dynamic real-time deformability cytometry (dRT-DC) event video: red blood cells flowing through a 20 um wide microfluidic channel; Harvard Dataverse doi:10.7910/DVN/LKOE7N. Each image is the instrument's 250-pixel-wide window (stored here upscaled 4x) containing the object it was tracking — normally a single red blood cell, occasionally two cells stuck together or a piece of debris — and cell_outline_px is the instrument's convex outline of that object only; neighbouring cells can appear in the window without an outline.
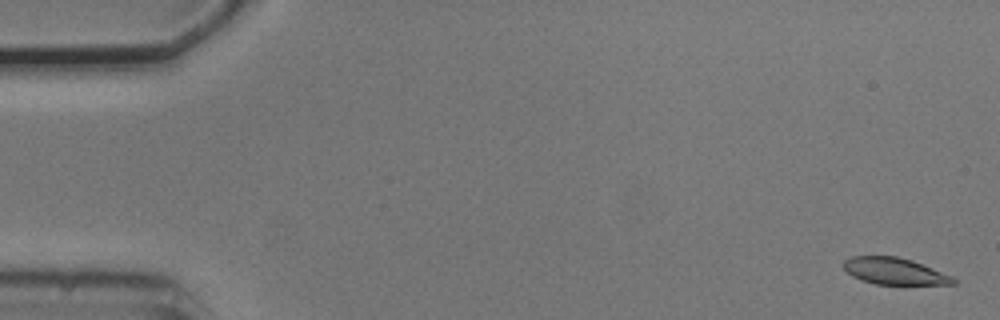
{"species": "common noctule bat (a hibernating species)", "species_latin": "Nyctalus noctula", "temperature_condition": "cold", "stored_images_in_passage": 53, "camera_frame_rate_fps": 3000, "um_per_image_px": 0.085, "animal": {"sex": "male", "body_mass_g": 20.5, "forearm_length_mm": 52.5}, "frame": {"image": 1, "passage_image": 1, "time_ms": 0.0, "image_size_px": [1000, 320], "cell_outline_px": [[956, 284], [876, 284], [860, 280], [852, 276], [840, 264], [844, 260], [852, 256], [896, 256], [912, 260], [952, 276], [956, 280]], "centroid_in_image_um": [75.99, 23.04], "position_along_channel_um": 9.0, "area_um2": 17.05}}
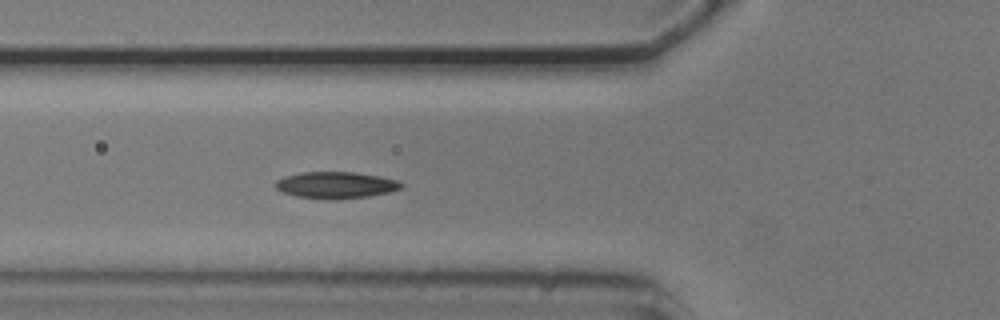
{"frame": {"image": 2, "passage_image": 19, "time_ms": 6.0, "image_size_px": [1000, 320], "cell_outline_px": [[404, 184], [400, 188], [388, 192], [368, 196], [336, 200], [296, 196], [284, 192], [276, 188], [276, 180], [284, 176], [304, 172], [356, 172], [380, 176], [396, 180]], "centroid_in_image_um": [28.55, 15.72], "position_along_channel_um": 97.3, "area_um2": 19.36}}
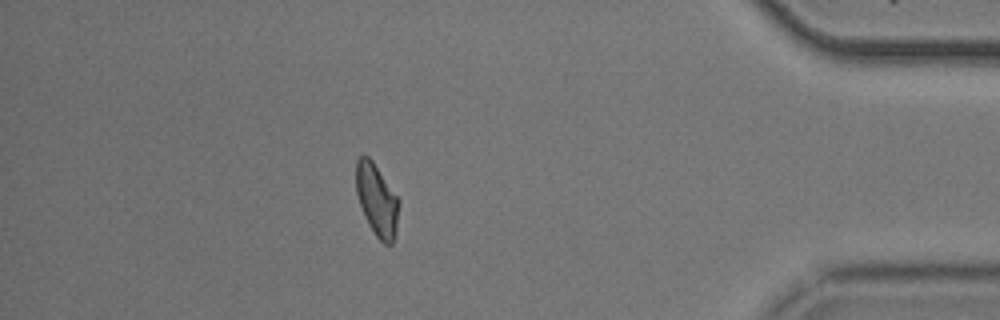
{"frame": {"image": 3, "passage_image": 47, "time_ms": 15.333, "image_size_px": [1000, 320], "cell_outline_px": [[400, 200], [396, 232], [392, 244], [384, 244], [376, 236], [368, 224], [360, 204], [356, 192], [356, 160], [360, 156], [368, 156], [372, 160]], "centroid_in_image_um": [32.04, 17.0], "position_along_channel_um": 403.2, "area_um2": 17.92}, "authors_computed_cell_mechanics": {"area_um2": 18.496, "velocity_mm_per_s": 3.7355, "shape_relaxation_time_tau1_ms": 4.0928, "shape_relaxation_time_tau2_ms": 3.2242, "deformation_change_tau1": 0.1102, "deformation_change_tau2": 0.0914}}